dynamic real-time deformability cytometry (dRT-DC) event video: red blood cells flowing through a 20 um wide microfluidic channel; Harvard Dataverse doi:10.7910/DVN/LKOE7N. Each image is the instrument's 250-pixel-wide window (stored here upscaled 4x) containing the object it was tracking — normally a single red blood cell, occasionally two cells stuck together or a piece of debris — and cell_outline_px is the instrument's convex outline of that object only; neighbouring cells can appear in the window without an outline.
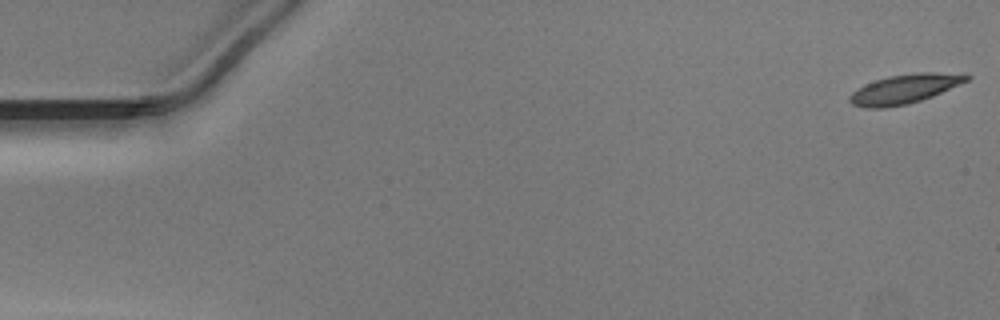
{"species": "Egyptian fruit bat (a non-hibernating species)", "species_latin": "Rousettus aegyptiacus", "temperature_condition": "warm", "stored_images_in_passage": 8, "camera_frame_rate_fps": 3000, "um_per_image_px": 0.085, "animal": {"sex": "male"}, "frame": {"image": 1, "passage_image": 1, "time_ms": 0.0, "image_size_px": [1000, 320], "cell_outline_px": [[972, 76], [968, 80], [932, 96], [908, 104], [884, 108], [864, 108], [852, 104], [848, 100], [848, 96], [856, 88], [864, 84], [888, 76], [916, 72], [968, 72]], "centroid_in_image_um": [76.9, 7.54], "position_along_channel_um": 8.1, "area_um2": 20.29}}